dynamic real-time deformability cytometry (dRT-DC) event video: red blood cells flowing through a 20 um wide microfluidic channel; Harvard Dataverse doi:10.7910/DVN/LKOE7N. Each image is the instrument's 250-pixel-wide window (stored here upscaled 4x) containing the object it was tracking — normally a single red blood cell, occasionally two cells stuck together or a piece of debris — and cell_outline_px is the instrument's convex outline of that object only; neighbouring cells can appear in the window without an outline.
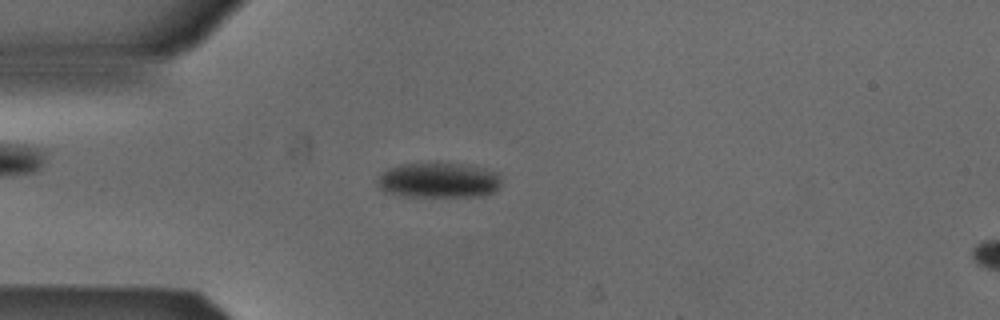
{"species": "Egyptian fruit bat (a non-hibernating species)", "species_latin": "Rousettus aegyptiacus", "temperature_condition": "cold", "stored_images_in_passage": 52, "camera_frame_rate_fps": 3000, "um_per_image_px": 0.085, "animal": {"sex": "male"}, "frame": {"image": 1, "passage_image": 13, "time_ms": 4.0, "image_size_px": [1000, 320], "cell_outline_px": [[500, 184], [492, 192], [480, 196], [400, 196], [384, 192], [380, 188], [380, 176], [388, 168], [400, 164], [464, 164], [484, 168], [500, 172]], "centroid_in_image_um": [37.31, 15.33], "position_along_channel_um": 47.7, "area_um2": 25.09}}
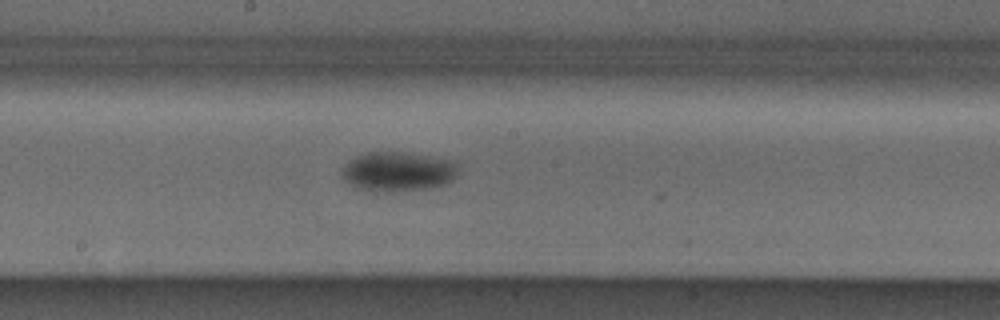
{"frame": {"image": 2, "passage_image": 27, "time_ms": 8.667, "image_size_px": [1000, 320], "cell_outline_px": [[460, 176], [448, 184], [428, 188], [388, 192], [376, 192], [356, 188], [344, 180], [344, 168], [352, 160], [368, 152], [400, 152], [456, 160]], "centroid_in_image_um": [33.95, 14.6], "position_along_channel_um": 214.3, "area_um2": 26.82}}
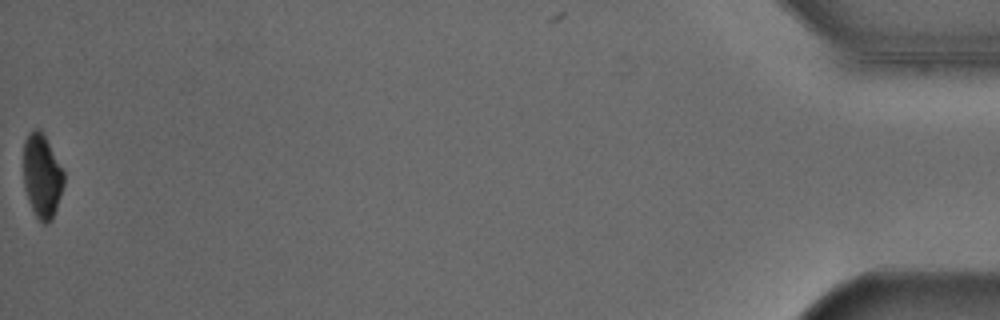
{"frame": {"image": 3, "passage_image": 52, "time_ms": 17.0, "image_size_px": [1000, 320], "cell_outline_px": [[64, 184], [52, 220], [48, 224], [44, 224], [36, 216], [28, 200], [24, 188], [24, 140], [28, 132], [32, 128], [40, 128], [44, 132], [64, 172]], "centroid_in_image_um": [3.57, 14.9], "position_along_channel_um": 431.6, "area_um2": 19.94}, "authors_computed_cell_mechanics": {"area_um2": 24.1893, "velocity_mm_per_s": 3.8626, "shape_relaxation_time_tau1_ms": 3.7245, "shape_relaxation_time_tau2_ms": null, "deformation_change_tau1": 0.0988, "deformation_change_tau2": null}}